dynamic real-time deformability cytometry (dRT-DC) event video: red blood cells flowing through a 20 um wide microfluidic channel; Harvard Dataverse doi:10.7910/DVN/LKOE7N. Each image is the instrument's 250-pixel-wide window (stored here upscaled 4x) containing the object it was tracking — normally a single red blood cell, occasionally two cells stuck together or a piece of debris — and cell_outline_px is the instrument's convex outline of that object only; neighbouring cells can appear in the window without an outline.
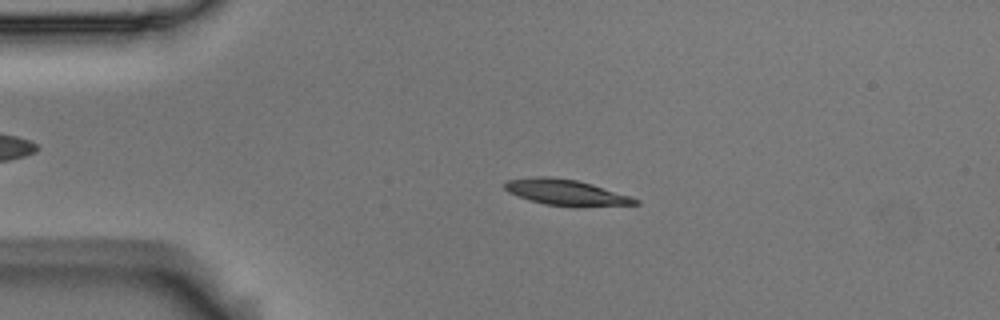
{"species": "Egyptian fruit bat (a non-hibernating species)", "species_latin": "Rousettus aegyptiacus", "temperature_condition": "room temperature", "stored_images_in_passage": 56, "camera_frame_rate_fps": 3000, "um_per_image_px": 0.085, "animal": {"sex": "male"}, "frame": {"image": 1, "passage_image": 12, "time_ms": 3.667, "image_size_px": [1000, 320], "cell_outline_px": [[640, 204], [576, 208], [544, 204], [508, 192], [504, 188], [504, 184], [508, 180], [536, 176], [552, 176], [576, 180], [592, 184], [640, 200]], "centroid_in_image_um": [48.14, 16.37], "position_along_channel_um": 36.9, "area_um2": 19.77}}
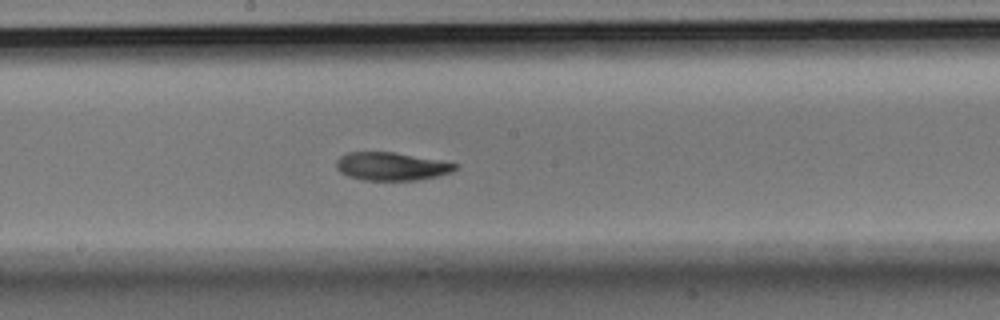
{"frame": {"image": 2, "passage_image": 30, "time_ms": 9.667, "image_size_px": [1000, 320], "cell_outline_px": [[460, 164], [452, 172], [436, 176], [416, 180], [364, 180], [348, 176], [340, 172], [336, 168], [336, 160], [340, 156], [348, 152], [392, 152], [440, 160]], "centroid_in_image_um": [33.26, 14.14], "position_along_channel_um": 214.9, "area_um2": 19.42}}
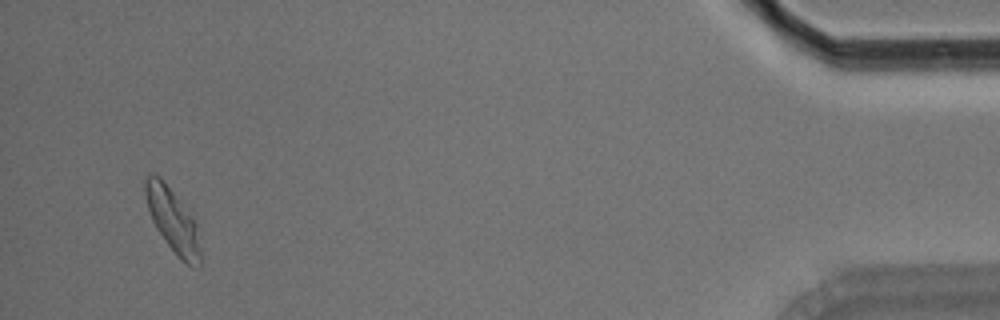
{"frame": {"image": 3, "passage_image": 54, "time_ms": 17.667, "image_size_px": [1000, 320], "cell_outline_px": [[200, 264], [188, 264], [168, 244], [156, 228], [152, 220], [148, 208], [144, 192], [144, 180], [148, 176], [160, 176], [164, 180], [196, 224], [200, 252]], "centroid_in_image_um": [14.63, 18.67], "position_along_channel_um": 420.6, "area_um2": 19.36}, "authors_computed_cell_mechanics": {"area_um2": 19.7387, "velocity_mm_per_s": 3.5266, "shape_relaxation_time_tau1_ms": 3.5451, "shape_relaxation_time_tau2_ms": 4.7025, "deformation_change_tau1": 0.1392, "deformation_change_tau2": 0.1059}}